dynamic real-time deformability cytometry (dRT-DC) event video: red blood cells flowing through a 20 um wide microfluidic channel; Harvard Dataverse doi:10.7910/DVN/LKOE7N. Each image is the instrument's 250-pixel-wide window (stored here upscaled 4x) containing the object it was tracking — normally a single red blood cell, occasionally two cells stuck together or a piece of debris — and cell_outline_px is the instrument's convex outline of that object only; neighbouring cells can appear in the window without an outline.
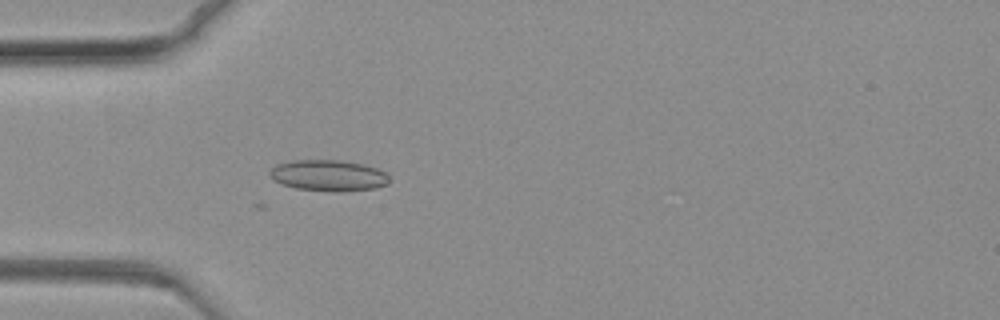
{"species": "common noctule bat (a hibernating species)", "species_latin": "Nyctalus noctula", "temperature_condition": "warm", "stored_images_in_passage": 71, "camera_frame_rate_fps": 3000, "um_per_image_px": 0.085, "animal": {"sex": "female", "body_mass_g": 19.3, "forearm_length_mm": 54.1}, "frame": {"image": 1, "passage_image": 16, "time_ms": 5.0, "image_size_px": [1000, 320], "cell_outline_px": [[388, 184], [376, 188], [340, 192], [332, 192], [296, 188], [272, 180], [268, 172], [276, 164], [292, 160], [336, 160], [360, 164], [376, 168], [388, 172]], "centroid_in_image_um": [27.91, 14.92], "position_along_channel_um": 57.1, "area_um2": 21.73}}
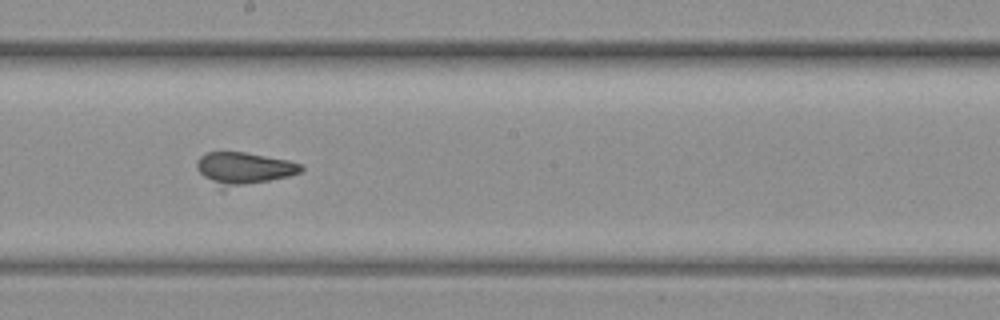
{"frame": {"image": 2, "passage_image": 36, "time_ms": 11.667, "image_size_px": [1000, 320], "cell_outline_px": [[304, 168], [300, 172], [288, 176], [220, 192], [196, 168], [196, 160], [200, 156], [208, 152], [244, 152], [288, 160], [300, 164]], "centroid_in_image_um": [20.65, 14.37], "position_along_channel_um": 227.5, "area_um2": 20.17}}
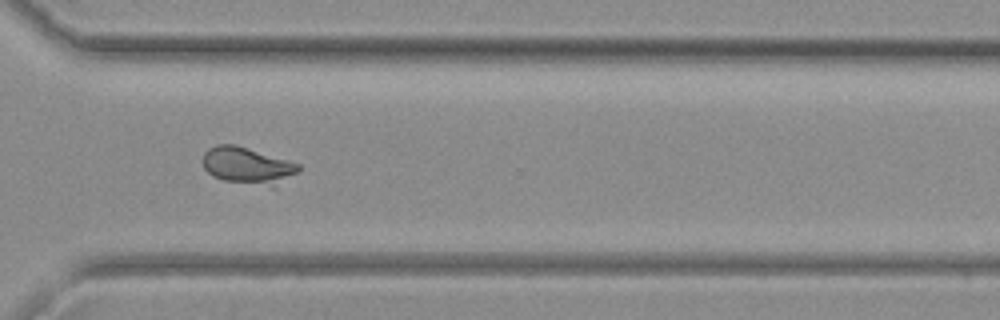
{"frame": {"image": 3, "passage_image": 50, "time_ms": 16.333, "image_size_px": [1000, 320], "cell_outline_px": [[300, 172], [272, 188], [224, 180], [212, 176], [204, 168], [200, 160], [204, 152], [208, 148], [216, 144], [236, 144], [288, 160], [300, 164]], "centroid_in_image_um": [21.03, 14.08], "position_along_channel_um": 349.6, "area_um2": 21.1}}